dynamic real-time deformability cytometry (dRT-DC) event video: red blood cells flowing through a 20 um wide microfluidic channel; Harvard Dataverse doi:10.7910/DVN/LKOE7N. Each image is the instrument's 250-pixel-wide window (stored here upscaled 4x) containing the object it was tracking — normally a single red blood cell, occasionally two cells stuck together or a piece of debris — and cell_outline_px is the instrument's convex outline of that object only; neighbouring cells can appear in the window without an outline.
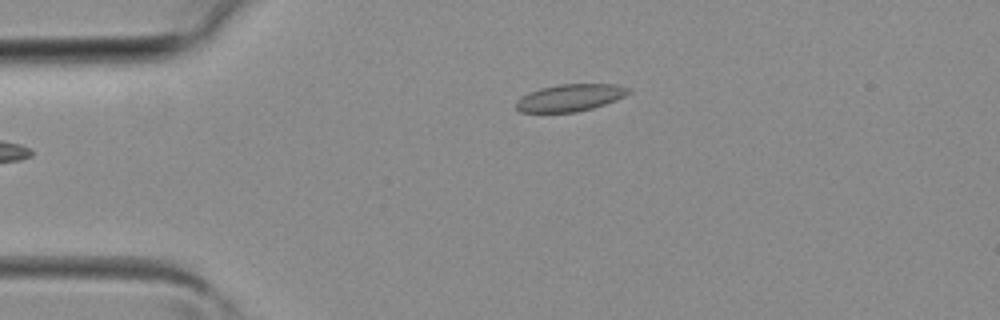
{"species": "common noctule bat (a hibernating species)", "species_latin": "Nyctalus noctula", "temperature_condition": "room temperature", "stored_images_in_passage": 3, "camera_frame_rate_fps": 3000, "um_per_image_px": 0.085, "animal": {"sex": "female", "body_mass_g": 19.3, "forearm_length_mm": 54.1}, "frame": {"image": 1, "passage_image": 3, "time_ms": 0.667, "image_size_px": [1000, 320], "cell_outline_px": [[632, 92], [616, 100], [592, 108], [576, 112], [520, 112], [516, 108], [516, 100], [528, 92], [540, 88], [560, 84], [616, 84], [628, 88]], "centroid_in_image_um": [48.44, 8.3], "position_along_channel_um": 36.6, "area_um2": 17.74}}